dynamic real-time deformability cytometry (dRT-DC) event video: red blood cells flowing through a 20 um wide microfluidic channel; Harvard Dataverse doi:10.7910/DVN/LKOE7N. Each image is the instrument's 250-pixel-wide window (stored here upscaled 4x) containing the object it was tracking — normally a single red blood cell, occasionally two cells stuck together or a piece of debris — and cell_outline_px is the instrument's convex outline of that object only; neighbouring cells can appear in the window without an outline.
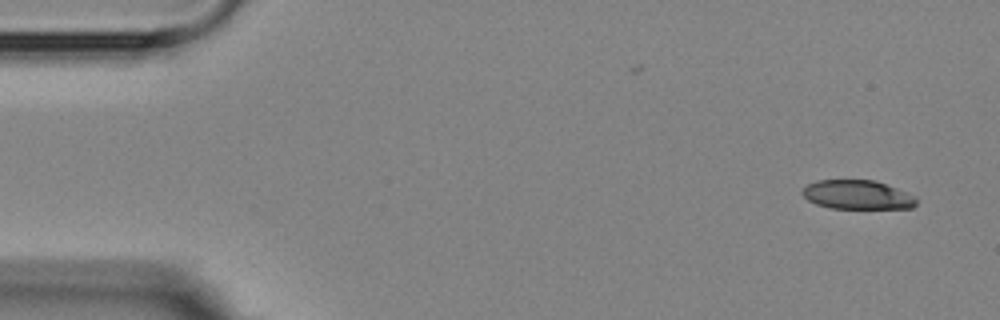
{"species": "Egyptian fruit bat (a non-hibernating species)", "species_latin": "Rousettus aegyptiacus", "temperature_condition": "room temperature", "stored_images_in_passage": 3, "camera_frame_rate_fps": 3000, "um_per_image_px": 0.085, "animal": {"sex": "female"}, "frame": {"image": 1, "passage_image": 3, "time_ms": 2.333, "image_size_px": [1000, 320], "cell_outline_px": [[916, 204], [912, 208], [828, 208], [816, 204], [808, 200], [800, 192], [808, 184], [816, 180], [872, 180], [896, 188], [916, 196]], "centroid_in_image_um": [72.85, 16.56], "position_along_channel_um": 12.1, "area_um2": 19.19}}